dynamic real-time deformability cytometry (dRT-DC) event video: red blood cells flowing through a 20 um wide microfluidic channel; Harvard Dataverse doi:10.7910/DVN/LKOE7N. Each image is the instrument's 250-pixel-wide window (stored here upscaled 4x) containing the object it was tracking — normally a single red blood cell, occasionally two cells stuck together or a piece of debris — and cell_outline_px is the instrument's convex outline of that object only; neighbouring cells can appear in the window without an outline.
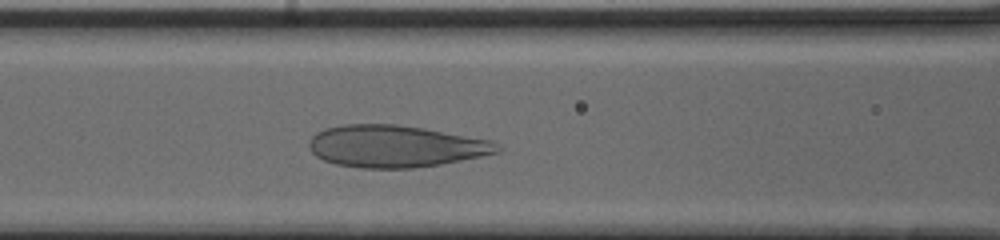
{"species": "human", "species_latin": "Homo sapiens", "temperature_condition": "cold", "stored_images_in_passage": 34, "camera_frame_rate_fps": 3000, "um_per_image_px": 0.085, "donor": {"sex": "male"}, "frame": {"image": 1, "passage_image": 12, "time_ms": 3.667, "image_size_px": [1000, 240], "cell_outline_px": [[504, 148], [500, 152], [440, 164], [412, 168], [360, 168], [336, 164], [324, 160], [316, 156], [308, 148], [308, 144], [312, 136], [316, 132], [324, 128], [344, 124], [396, 124], [424, 128], [492, 140]], "centroid_in_image_um": [33.6, 12.42], "position_along_channel_um": 133.0, "area_um2": 46.24}}
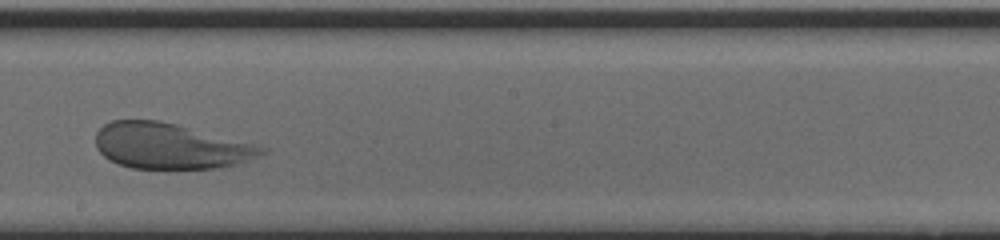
{"frame": {"image": 2, "passage_image": 20, "time_ms": 6.333, "image_size_px": [1000, 240], "cell_outline_px": [[268, 148], [264, 152], [248, 160], [236, 164], [216, 168], [132, 168], [120, 164], [104, 156], [96, 148], [96, 132], [104, 124], [112, 120], [160, 120], [176, 124]], "centroid_in_image_um": [14.42, 12.41], "position_along_channel_um": 233.8, "area_um2": 43.47}}
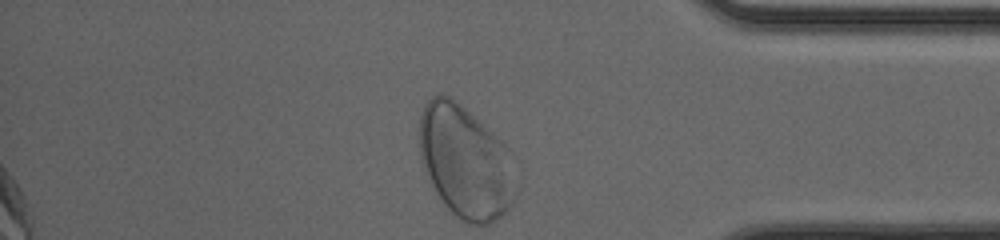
{"frame": {"image": 3, "passage_image": 34, "time_ms": 11.0, "image_size_px": [1000, 240], "cell_outline_px": [[520, 180], [516, 196], [512, 204], [496, 220], [488, 224], [468, 224], [460, 220], [444, 204], [436, 192], [424, 172], [420, 156], [420, 116], [424, 104], [432, 96], [444, 92], [456, 100], [500, 140], [512, 152]], "centroid_in_image_um": [39.61, 13.78], "position_along_channel_um": 395.6, "area_um2": 64.39}}